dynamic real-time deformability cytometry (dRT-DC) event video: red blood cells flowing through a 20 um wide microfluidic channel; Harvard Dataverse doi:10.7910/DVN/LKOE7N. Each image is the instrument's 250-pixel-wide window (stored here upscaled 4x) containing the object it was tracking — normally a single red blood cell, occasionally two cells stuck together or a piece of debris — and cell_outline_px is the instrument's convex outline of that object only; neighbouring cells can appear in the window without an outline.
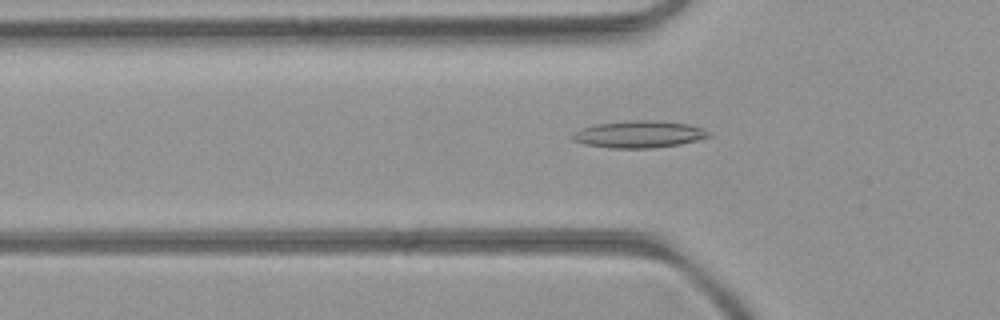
{"species": "common noctule bat (a hibernating species)", "species_latin": "Nyctalus noctula", "temperature_condition": "room temperature", "stored_images_in_passage": 40, "camera_frame_rate_fps": 3000, "um_per_image_px": 0.085, "animal": {"sex": "female", "body_mass_g": 21.9}, "frame": {"image": 1, "passage_image": 6, "time_ms": 1.667, "image_size_px": [1000, 320], "cell_outline_px": [[712, 136], [680, 144], [652, 148], [612, 148], [584, 144], [572, 140], [568, 136], [572, 132], [596, 124], [632, 120], [652, 120], [688, 124], [704, 128]], "centroid_in_image_um": [54.28, 11.41], "position_along_channel_um": 71.5, "area_um2": 21.44}}
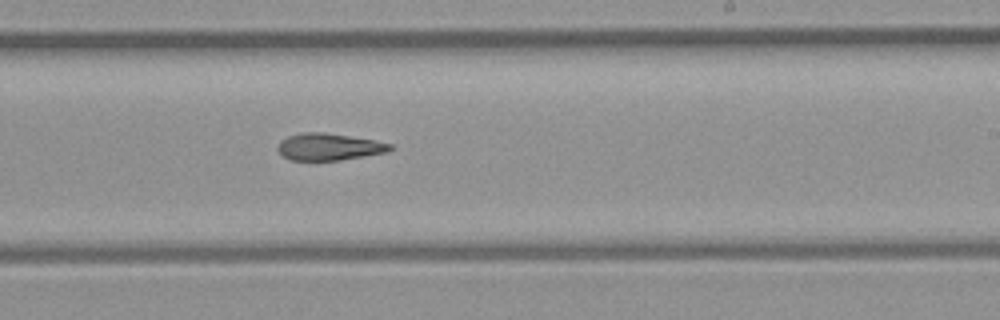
{"frame": {"image": 2, "passage_image": 20, "time_ms": 6.333, "image_size_px": [1000, 320], "cell_outline_px": [[392, 148], [384, 152], [364, 156], [340, 160], [292, 160], [284, 156], [276, 148], [280, 140], [288, 136], [304, 132], [324, 132], [372, 140], [392, 144]], "centroid_in_image_um": [27.91, 12.47], "position_along_channel_um": 261.1, "area_um2": 17.34}}
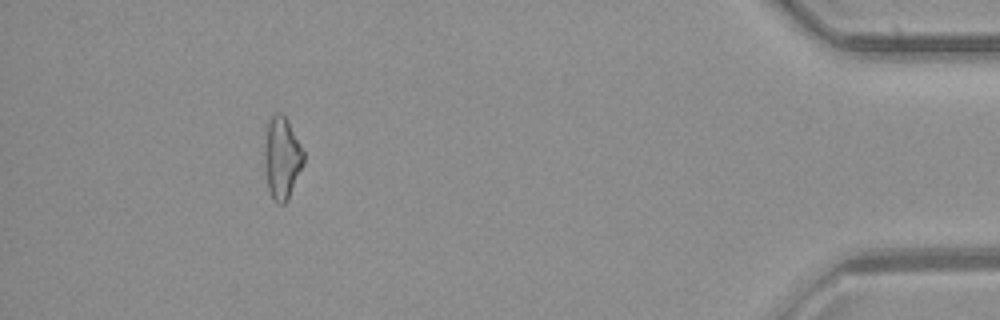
{"frame": {"image": 3, "passage_image": 36, "time_ms": 11.667, "image_size_px": [1000, 320], "cell_outline_px": [[304, 164], [288, 200], [284, 204], [276, 204], [268, 188], [264, 164], [264, 152], [268, 124], [272, 112], [280, 112], [288, 120], [304, 152]], "centroid_in_image_um": [23.97, 13.44], "position_along_channel_um": 411.2, "area_um2": 18.79}, "authors_computed_cell_mechanics": {"area_um2": 18.4671, "velocity_mm_per_s": 4.0423, "shape_relaxation_time_tau1_ms": null, "shape_relaxation_time_tau2_ms": 10.1764, "deformation_change_tau1": null, "deformation_change_tau2": 0.2494}}